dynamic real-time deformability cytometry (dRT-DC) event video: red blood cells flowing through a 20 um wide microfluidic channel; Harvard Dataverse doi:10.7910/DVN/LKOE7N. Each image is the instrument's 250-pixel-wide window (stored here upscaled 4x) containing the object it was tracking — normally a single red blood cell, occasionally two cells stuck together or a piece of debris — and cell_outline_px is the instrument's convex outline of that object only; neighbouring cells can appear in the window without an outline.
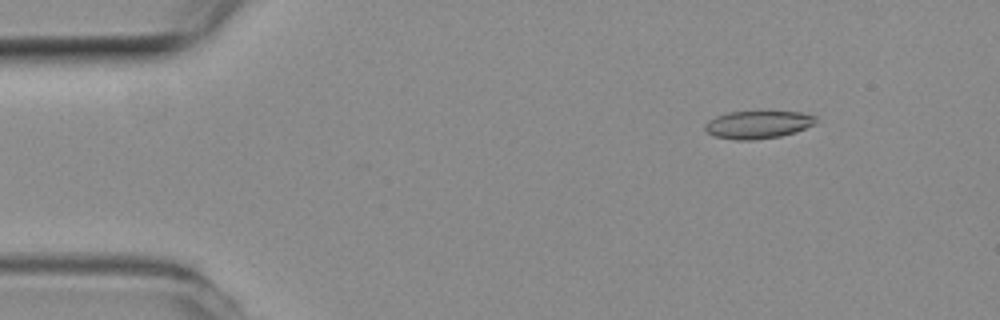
{"species": "common noctule bat (a hibernating species)", "species_latin": "Nyctalus noctula", "temperature_condition": "room temperature", "stored_images_in_passage": 49, "camera_frame_rate_fps": 3000, "um_per_image_px": 0.085, "animal": {"sex": "female", "body_mass_g": 19.3, "forearm_length_mm": 54.1}, "frame": {"image": 1, "passage_image": 2, "time_ms": 0.333, "image_size_px": [1000, 320], "cell_outline_px": [[816, 124], [796, 132], [780, 136], [752, 140], [736, 140], [716, 136], [708, 132], [704, 128], [704, 124], [708, 120], [716, 116], [728, 112], [800, 112], [816, 116]], "centroid_in_image_um": [64.43, 10.59], "position_along_channel_um": 20.6, "area_um2": 17.86}}
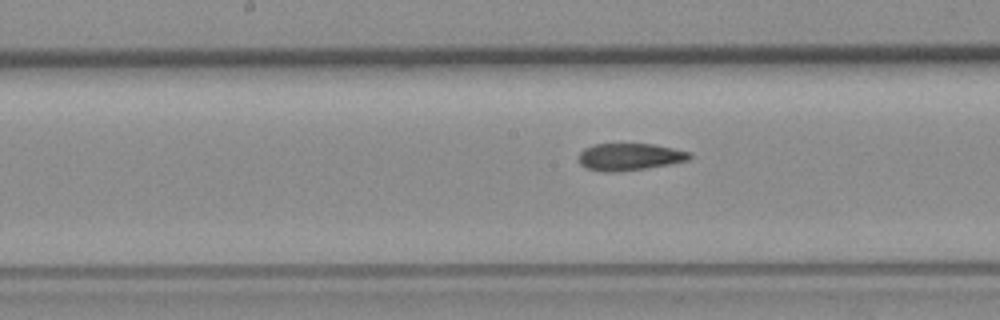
{"frame": {"image": 2, "passage_image": 22, "time_ms": 7.0, "image_size_px": [1000, 320], "cell_outline_px": [[692, 156], [688, 160], [668, 164], [644, 168], [616, 172], [604, 172], [584, 168], [580, 164], [580, 152], [584, 148], [596, 144], [652, 144], [692, 152]], "centroid_in_image_um": [53.5, 13.33], "position_along_channel_um": 194.7, "area_um2": 17.4}}
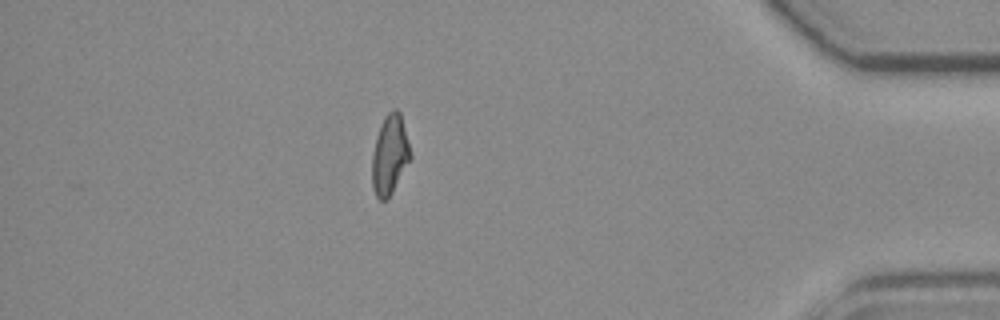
{"frame": {"image": 3, "passage_image": 42, "time_ms": 13.667, "image_size_px": [1000, 320], "cell_outline_px": [[412, 156], [388, 200], [380, 200], [376, 196], [372, 188], [372, 156], [376, 136], [384, 116], [392, 108], [396, 108], [400, 112]], "centroid_in_image_um": [33.12, 13.16], "position_along_channel_um": 402.1, "area_um2": 17.8}, "authors_computed_cell_mechanics": {"area_um2": 17.8602, "velocity_mm_per_s": 3.8191, "shape_relaxation_time_tau1_ms": null, "shape_relaxation_time_tau2_ms": 3.0105, "deformation_change_tau1": null, "deformation_change_tau2": 0.1049}}